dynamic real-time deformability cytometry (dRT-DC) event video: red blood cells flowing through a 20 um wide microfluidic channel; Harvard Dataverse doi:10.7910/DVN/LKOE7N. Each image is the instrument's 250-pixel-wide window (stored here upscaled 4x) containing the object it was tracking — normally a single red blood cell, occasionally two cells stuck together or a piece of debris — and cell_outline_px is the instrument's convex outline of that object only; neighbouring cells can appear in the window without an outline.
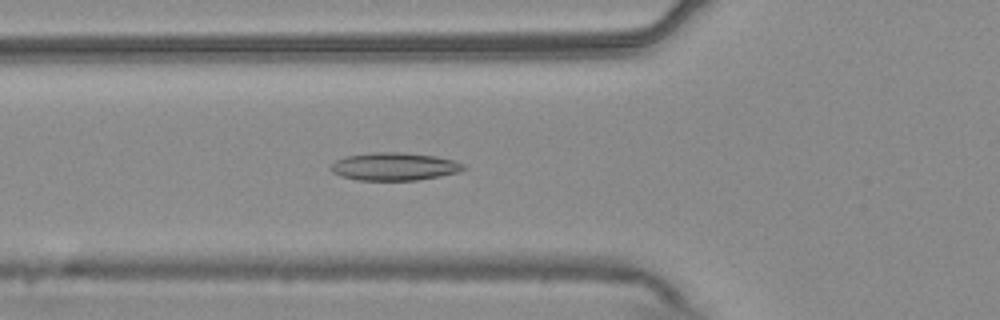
{"species": "common noctule bat (a hibernating species)", "species_latin": "Nyctalus noctula", "temperature_condition": "warm", "stored_images_in_passage": 56, "segment_of_instrument_passage": [1, 2], "camera_frame_rate_fps": 3000, "um_per_image_px": 0.085, "animal": {"sex": "male", "body_mass_g": 20.4}, "frame": {"image": 1, "passage_image": 20, "time_ms": 6.333, "image_size_px": [1000, 320], "cell_outline_px": [[468, 168], [460, 172], [440, 176], [416, 180], [356, 180], [340, 176], [332, 172], [328, 168], [336, 160], [344, 156], [372, 152], [404, 152], [436, 156], [452, 160], [464, 164]], "centroid_in_image_um": [33.51, 14.15], "position_along_channel_um": 92.3, "area_um2": 21.79}}
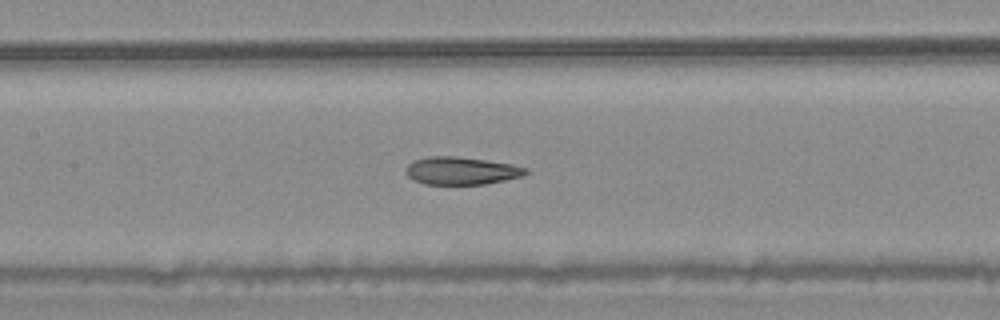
{"frame": {"image": 2, "passage_image": 26, "time_ms": 8.333, "image_size_px": [1000, 320], "cell_outline_px": [[528, 172], [524, 176], [484, 184], [424, 184], [408, 176], [404, 172], [404, 168], [412, 160], [428, 156], [456, 156], [512, 164], [528, 168]], "centroid_in_image_um": [39.19, 14.5], "position_along_channel_um": 168.2, "area_um2": 19.42}}
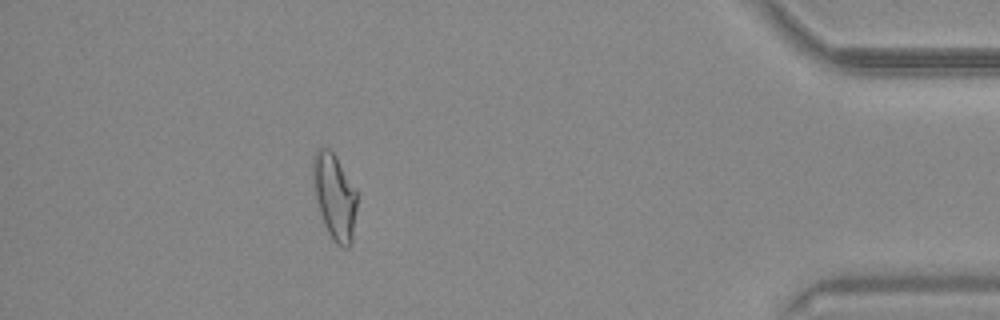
{"frame": {"image": 3, "passage_image": 49, "time_ms": 16.0, "image_size_px": [1000, 320], "cell_outline_px": [[356, 208], [352, 240], [348, 248], [344, 248], [336, 244], [332, 240], [324, 224], [316, 200], [312, 176], [312, 156], [316, 148], [328, 148], [336, 156], [356, 192]], "centroid_in_image_um": [28.4, 16.7], "position_along_channel_um": 406.8, "area_um2": 21.85}}